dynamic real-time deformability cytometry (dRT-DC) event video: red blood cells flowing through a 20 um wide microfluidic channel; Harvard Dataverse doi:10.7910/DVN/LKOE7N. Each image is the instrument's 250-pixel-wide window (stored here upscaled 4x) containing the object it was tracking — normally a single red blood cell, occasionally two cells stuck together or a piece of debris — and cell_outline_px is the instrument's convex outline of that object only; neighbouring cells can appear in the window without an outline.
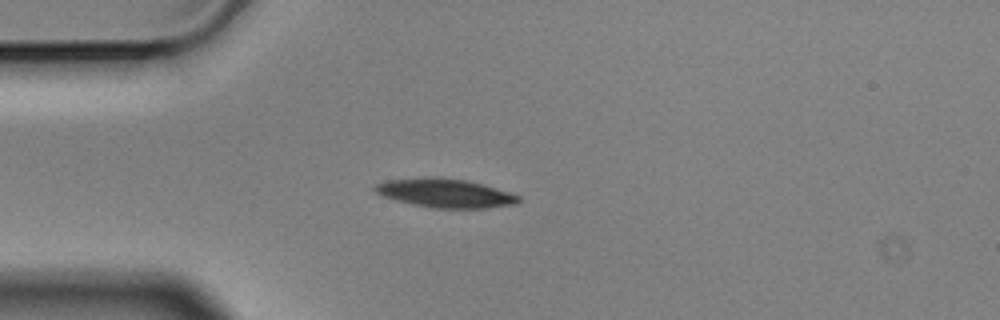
{"species": "Egyptian fruit bat (a non-hibernating species)", "species_latin": "Rousettus aegyptiacus", "temperature_condition": "cold", "stored_images_in_passage": 9, "camera_frame_rate_fps": 3000, "um_per_image_px": 0.085, "animal": {"sex": "male"}, "frame": {"image": 1, "passage_image": 3, "time_ms": 0.667, "image_size_px": [1000, 320], "cell_outline_px": [[520, 200], [516, 204], [488, 208], [432, 208], [412, 204], [380, 196], [372, 188], [376, 184], [388, 180], [464, 180], [480, 184], [508, 192], [520, 196]], "centroid_in_image_um": [37.86, 16.48], "position_along_channel_um": 47.1, "area_um2": 22.89}}
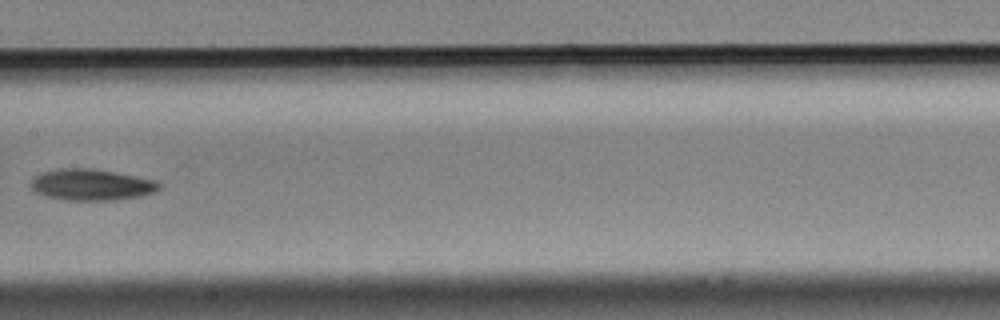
{"frame": {"image": 2, "passage_image": 7, "time_ms": 2.0, "image_size_px": [1000, 320], "cell_outline_px": [[160, 188], [156, 192], [140, 196], [112, 200], [64, 200], [48, 196], [36, 192], [32, 188], [32, 180], [36, 176], [44, 172], [60, 168], [92, 168], [136, 176], [156, 180], [160, 184]], "centroid_in_image_um": [7.81, 15.7], "position_along_channel_um": 199.6, "area_um2": 23.18}}
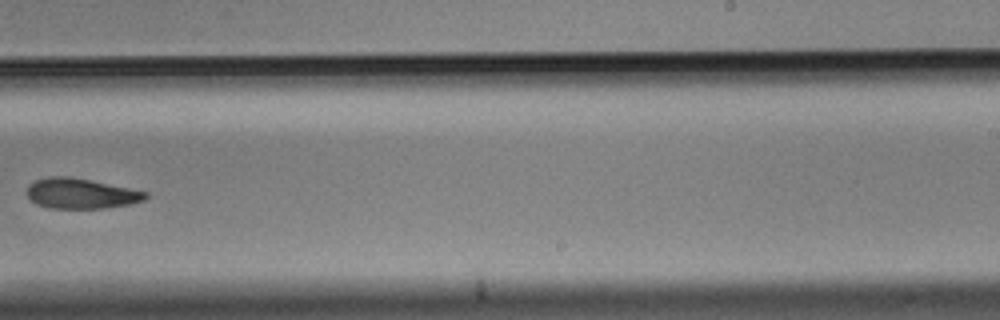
{"frame": {"image": 3, "passage_image": 9, "time_ms": 2.667, "image_size_px": [1000, 320], "cell_outline_px": [[148, 196], [144, 200], [132, 204], [104, 208], [48, 208], [36, 204], [28, 196], [28, 184], [36, 180], [48, 176], [68, 176], [148, 192]], "centroid_in_image_um": [6.87, 16.45], "position_along_channel_um": 282.1, "area_um2": 20.75}}